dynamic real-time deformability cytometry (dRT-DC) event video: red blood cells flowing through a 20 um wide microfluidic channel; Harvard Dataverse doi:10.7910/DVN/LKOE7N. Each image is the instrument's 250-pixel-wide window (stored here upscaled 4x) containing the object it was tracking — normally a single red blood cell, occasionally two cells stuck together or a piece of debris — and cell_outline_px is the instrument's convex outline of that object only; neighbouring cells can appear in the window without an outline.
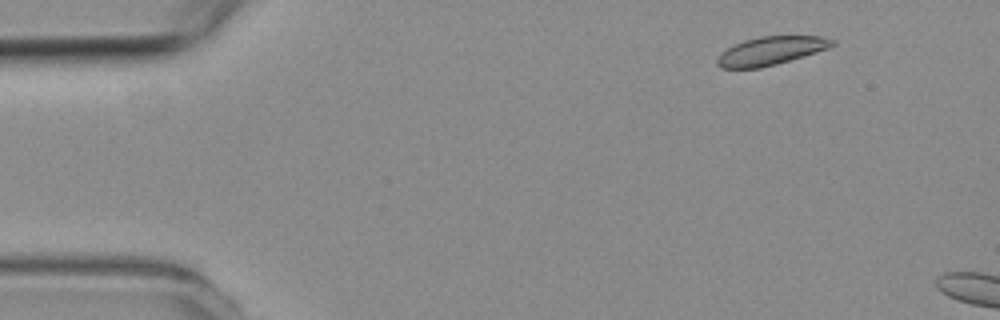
{"species": "common noctule bat (a hibernating species)", "species_latin": "Nyctalus noctula", "temperature_condition": "room temperature", "stored_images_in_passage": 3, "camera_frame_rate_fps": 3000, "um_per_image_px": 0.085, "animal": {"sex": "female", "body_mass_g": 19.3, "forearm_length_mm": 54.1}, "frame": {"image": 1, "passage_image": 1, "time_ms": 0.0, "image_size_px": [1000, 320], "cell_outline_px": [[836, 44], [828, 48], [804, 56], [776, 64], [760, 68], [720, 68], [716, 64], [716, 60], [728, 48], [744, 40], [760, 36], [820, 36], [836, 40]], "centroid_in_image_um": [65.55, 4.32], "position_along_channel_um": 19.4, "area_um2": 18.84}}